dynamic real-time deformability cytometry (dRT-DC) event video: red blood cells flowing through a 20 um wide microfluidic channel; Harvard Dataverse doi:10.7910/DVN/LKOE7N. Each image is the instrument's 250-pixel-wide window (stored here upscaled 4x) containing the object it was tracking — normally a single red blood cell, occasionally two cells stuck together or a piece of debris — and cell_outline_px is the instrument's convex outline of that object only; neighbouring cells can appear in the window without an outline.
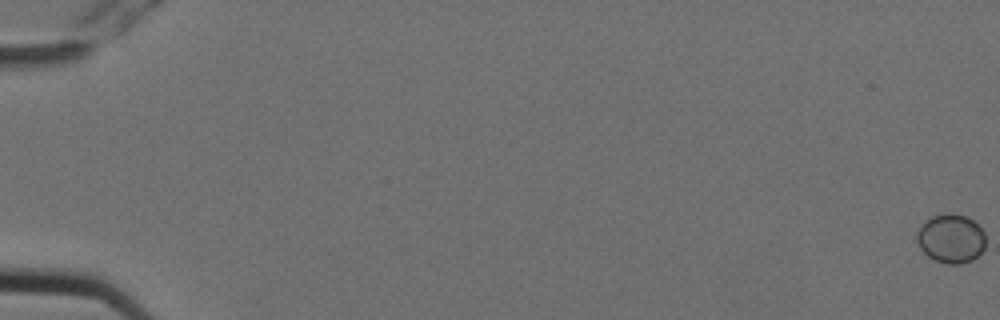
{"species": "Egyptian fruit bat (a non-hibernating species)", "species_latin": "Rousettus aegyptiacus", "temperature_condition": "cold", "stored_images_in_passage": 6, "segment_of_instrument_passage": [2, 2], "camera_frame_rate_fps": 3000, "um_per_image_px": 0.085, "animal": {"sex": "female"}, "frame": {"image": 1, "passage_image": 6, "time_ms": 1.667, "image_size_px": [1000, 320], "cell_outline_px": [[984, 248], [972, 260], [960, 264], [948, 264], [936, 260], [928, 256], [920, 248], [916, 240], [916, 236], [920, 228], [932, 216], [964, 216], [972, 220], [984, 232]], "centroid_in_image_um": [80.83, 20.33], "position_along_channel_um": 4.2, "area_um2": 18.79}}